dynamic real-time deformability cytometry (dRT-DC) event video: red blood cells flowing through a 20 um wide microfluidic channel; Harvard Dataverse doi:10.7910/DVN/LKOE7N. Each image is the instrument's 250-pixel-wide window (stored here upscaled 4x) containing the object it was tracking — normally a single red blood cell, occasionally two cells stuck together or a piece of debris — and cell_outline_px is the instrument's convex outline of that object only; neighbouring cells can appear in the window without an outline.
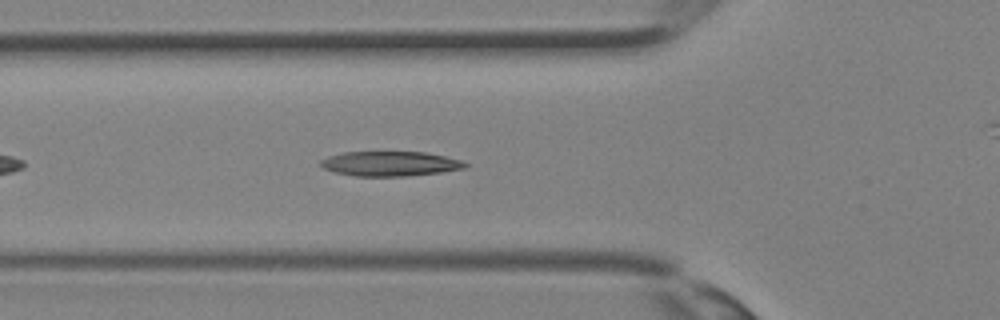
{"species": "Egyptian fruit bat (a non-hibernating species)", "species_latin": "Rousettus aegyptiacus", "temperature_condition": "room temperature", "stored_images_in_passage": 20, "camera_frame_rate_fps": 3000, "um_per_image_px": 0.085, "animal": {"sex": "female"}, "frame": {"image": 1, "passage_image": 9, "time_ms": 2.667, "image_size_px": [1000, 320], "cell_outline_px": [[468, 164], [464, 168], [440, 172], [404, 176], [356, 176], [336, 172], [324, 168], [320, 164], [320, 160], [328, 156], [340, 152], [424, 152], [444, 156], [460, 160]], "centroid_in_image_um": [33.12, 13.91], "position_along_channel_um": 92.7, "area_um2": 20.63}}
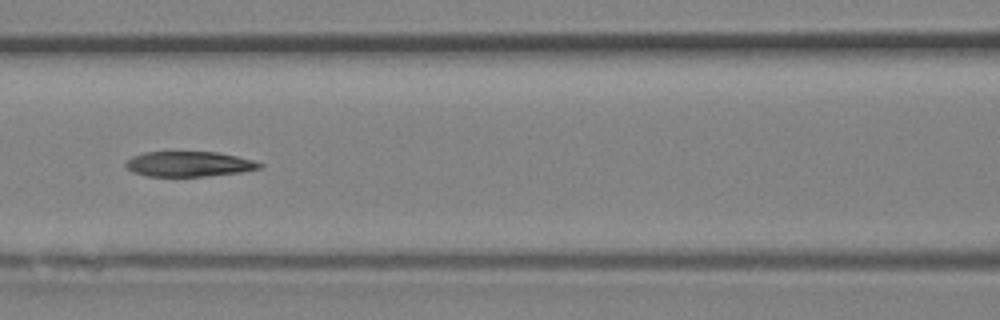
{"frame": {"image": 2, "passage_image": 12, "time_ms": 3.667, "image_size_px": [1000, 320], "cell_outline_px": [[264, 164], [260, 168], [240, 172], [208, 176], [144, 176], [132, 172], [124, 164], [132, 156], [144, 152], [216, 152], [236, 156], [252, 160]], "centroid_in_image_um": [16.03, 13.94], "position_along_channel_um": 150.6, "area_um2": 19.54}}